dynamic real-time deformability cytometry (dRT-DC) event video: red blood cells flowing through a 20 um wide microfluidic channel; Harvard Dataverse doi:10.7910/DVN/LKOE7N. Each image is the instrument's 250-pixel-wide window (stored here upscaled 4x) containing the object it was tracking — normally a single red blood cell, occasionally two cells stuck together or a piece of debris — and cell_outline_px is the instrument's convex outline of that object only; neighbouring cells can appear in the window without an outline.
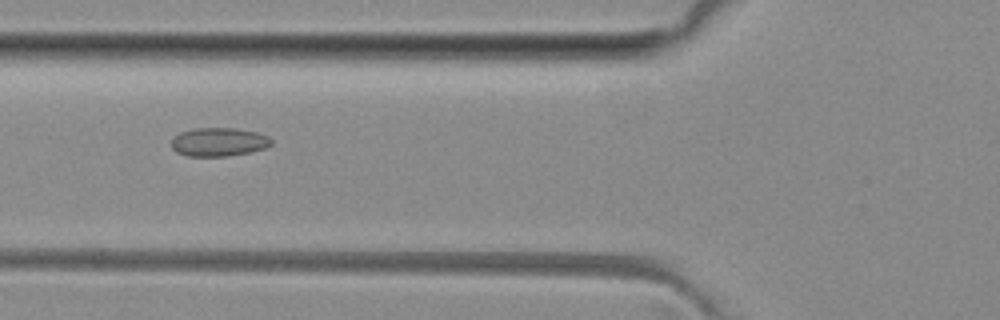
{"species": "common noctule bat (a hibernating species)", "species_latin": "Nyctalus noctula", "temperature_condition": "room temperature", "stored_images_in_passage": 5, "camera_frame_rate_fps": 3000, "um_per_image_px": 0.085, "animal": {"sex": "female", "body_mass_g": 29.2, "forearm_length_mm": 56.3}, "frame": {"image": 1, "passage_image": 2, "time_ms": 1.0, "image_size_px": [1000, 320], "cell_outline_px": [[272, 144], [264, 148], [248, 152], [228, 156], [188, 156], [176, 152], [172, 148], [172, 140], [180, 132], [192, 128], [236, 128], [256, 132], [268, 136], [272, 140]], "centroid_in_image_um": [18.58, 12.06], "position_along_channel_um": 107.2, "area_um2": 16.59}}
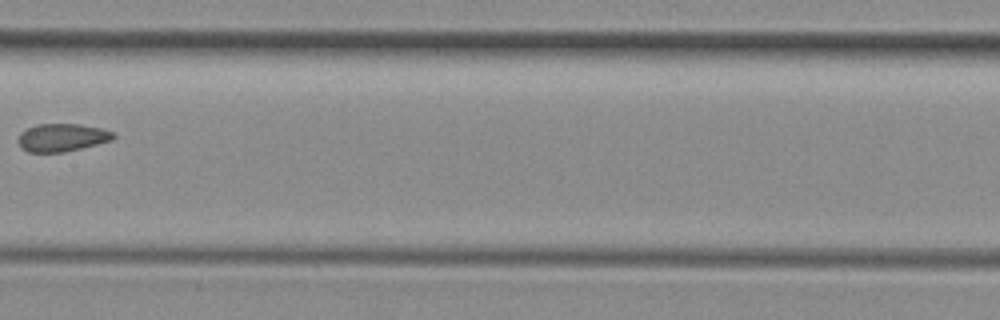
{"frame": {"image": 2, "passage_image": 4, "time_ms": 3.333, "image_size_px": [1000, 320], "cell_outline_px": [[116, 136], [112, 140], [64, 152], [28, 152], [20, 148], [16, 140], [20, 132], [36, 124], [76, 124], [100, 128], [112, 132]], "centroid_in_image_um": [5.2, 11.69], "position_along_channel_um": 202.2, "area_um2": 15.43}}
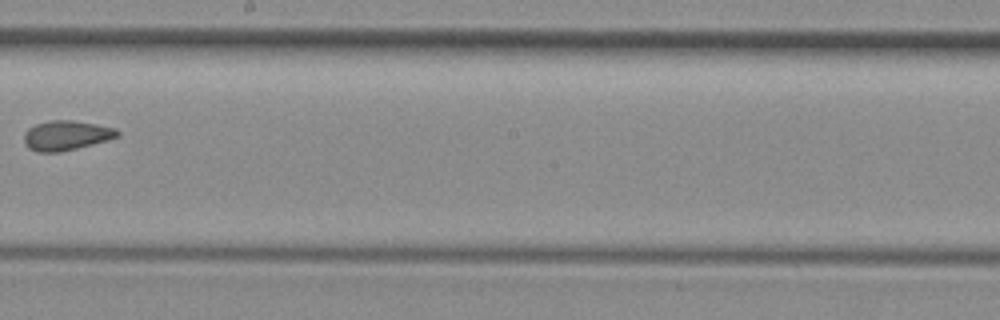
{"frame": {"image": 3, "passage_image": 5, "time_ms": 4.333, "image_size_px": [1000, 320], "cell_outline_px": [[120, 136], [108, 140], [60, 152], [36, 152], [28, 148], [24, 140], [24, 132], [28, 128], [36, 124], [52, 120], [72, 120], [116, 128], [120, 132]], "centroid_in_image_um": [5.63, 11.51], "position_along_channel_um": 242.6, "area_um2": 16.13}}